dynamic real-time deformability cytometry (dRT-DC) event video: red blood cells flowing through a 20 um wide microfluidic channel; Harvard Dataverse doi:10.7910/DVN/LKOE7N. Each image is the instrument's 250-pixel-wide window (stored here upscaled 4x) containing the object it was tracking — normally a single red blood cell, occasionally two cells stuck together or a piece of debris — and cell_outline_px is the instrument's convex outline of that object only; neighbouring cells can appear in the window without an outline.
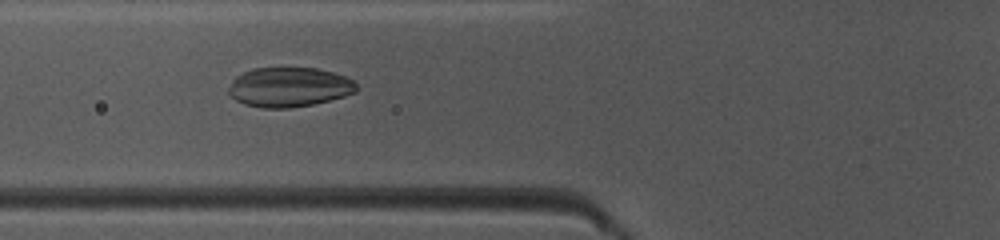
{"species": "common noctule bat (a hibernating species)", "species_latin": "Nyctalus noctula", "temperature_condition": "warm", "stored_images_in_passage": 49, "camera_frame_rate_fps": 3000, "um_per_image_px": 0.085, "animal": {"sex": "female", "body_mass_g": 10.0, "forearm_length_mm": 53.1}, "frame": {"image": 1, "passage_image": 19, "time_ms": 6.0, "image_size_px": [1000, 240], "cell_outline_px": [[356, 92], [344, 96], [312, 104], [288, 108], [264, 108], [244, 104], [236, 100], [228, 92], [228, 88], [232, 80], [236, 76], [252, 68], [316, 68], [332, 72], [344, 76], [352, 80], [356, 84]], "centroid_in_image_um": [24.54, 7.4], "position_along_channel_um": 101.3, "area_um2": 29.3}}
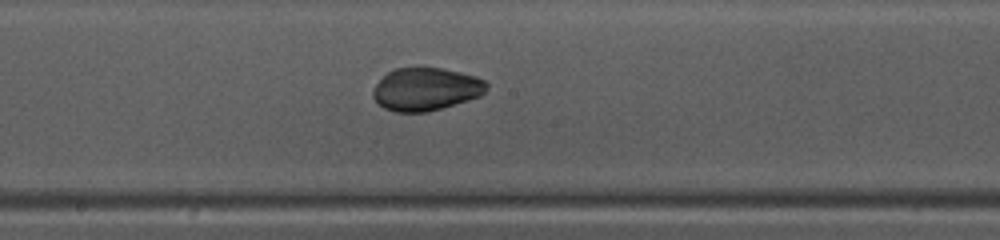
{"frame": {"image": 2, "passage_image": 27, "time_ms": 8.667, "image_size_px": [1000, 240], "cell_outline_px": [[488, 84], [484, 92], [480, 96], [468, 100], [440, 108], [424, 112], [396, 112], [384, 108], [372, 96], [372, 92], [376, 84], [388, 72], [396, 68], [420, 64], [444, 68], [476, 76], [484, 80]], "centroid_in_image_um": [36.19, 7.53], "position_along_channel_um": 212.0, "area_um2": 28.78}}
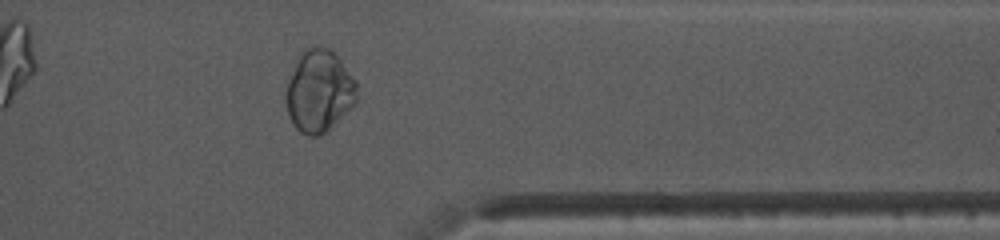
{"frame": {"image": 3, "passage_image": 40, "time_ms": 13.0, "image_size_px": [1000, 240], "cell_outline_px": [[356, 104], [324, 132], [316, 136], [308, 136], [300, 132], [296, 128], [288, 112], [284, 100], [288, 80], [304, 48], [308, 44], [312, 44], [328, 48], [340, 60], [356, 80]], "centroid_in_image_um": [27.12, 7.72], "position_along_channel_um": 384.3, "area_um2": 33.7}}